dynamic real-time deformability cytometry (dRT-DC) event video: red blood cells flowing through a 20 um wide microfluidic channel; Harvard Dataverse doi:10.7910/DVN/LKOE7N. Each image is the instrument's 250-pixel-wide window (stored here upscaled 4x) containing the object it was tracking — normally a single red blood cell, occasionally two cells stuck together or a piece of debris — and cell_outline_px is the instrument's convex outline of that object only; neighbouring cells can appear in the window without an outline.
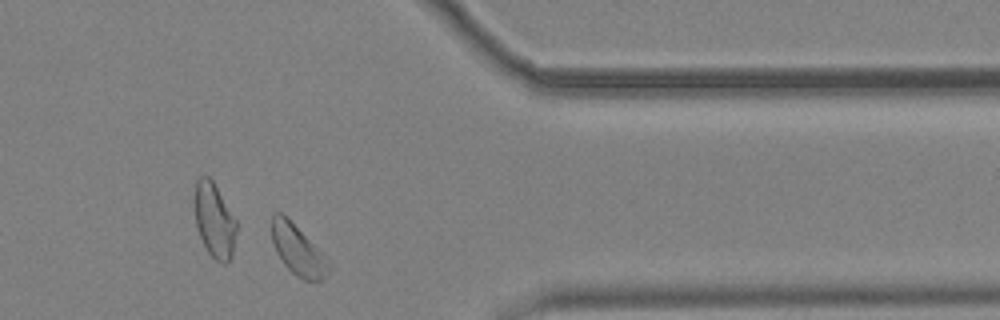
{"species": "common noctule bat (a hibernating species)", "species_latin": "Nyctalus noctula", "temperature_condition": "cold", "stored_images_in_passage": 38, "camera_frame_rate_fps": 3000, "um_per_image_px": 0.085, "animal": {"sex": "male", "body_mass_g": 19.2, "forearm_length_mm": 51.8}, "frame": {"image": 1, "passage_image": 33, "time_ms": 10.667, "image_size_px": [1000, 320], "cell_outline_px": [[332, 268], [324, 280], [304, 280], [296, 276], [284, 264], [276, 252], [272, 240], [272, 216], [276, 212], [280, 212], [332, 264]], "centroid_in_image_um": [25.33, 21.34], "position_along_channel_um": 386.1, "area_um2": 16.07}}